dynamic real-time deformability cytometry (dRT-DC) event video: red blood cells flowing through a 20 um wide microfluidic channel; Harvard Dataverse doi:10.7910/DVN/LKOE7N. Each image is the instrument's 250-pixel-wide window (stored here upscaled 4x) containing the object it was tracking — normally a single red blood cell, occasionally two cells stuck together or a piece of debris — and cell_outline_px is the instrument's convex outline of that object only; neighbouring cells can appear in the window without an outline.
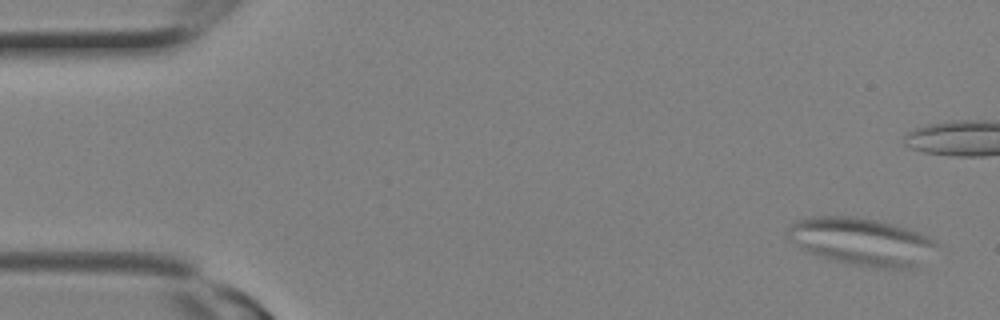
{"species": "Egyptian fruit bat (a non-hibernating species)", "species_latin": "Rousettus aegyptiacus", "temperature_condition": "room temperature", "stored_images_in_passage": 8, "camera_frame_rate_fps": 3000, "um_per_image_px": 0.085, "animal": {"sex": "female"}, "frame": {"image": 1, "passage_image": 1, "time_ms": 0.0, "image_size_px": [1000, 320], "cell_outline_px": [[936, 244], [916, 264], [908, 268], [876, 268], [848, 264], [808, 252], [800, 248], [784, 232], [788, 224], [796, 220], [812, 216], [856, 216], [880, 220], [928, 236], [936, 240]], "centroid_in_image_um": [73.11, 20.5], "position_along_channel_um": 11.9, "area_um2": 40.69}}